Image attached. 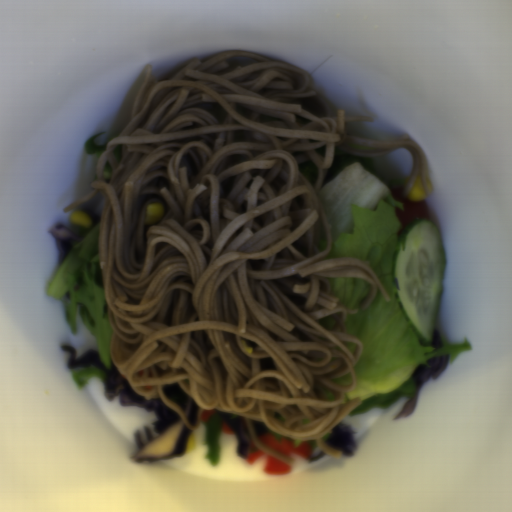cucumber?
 <instances>
[{"mask_svg":"<svg viewBox=\"0 0 512 512\" xmlns=\"http://www.w3.org/2000/svg\"><path fill=\"white\" fill-rule=\"evenodd\" d=\"M447 250L439 227L427 220L404 226L396 247L395 278L401 308L423 343L439 328Z\"/></svg>","mask_w":512,"mask_h":512,"instance_id":"8b760119","label":"cucumber"}]
</instances>
